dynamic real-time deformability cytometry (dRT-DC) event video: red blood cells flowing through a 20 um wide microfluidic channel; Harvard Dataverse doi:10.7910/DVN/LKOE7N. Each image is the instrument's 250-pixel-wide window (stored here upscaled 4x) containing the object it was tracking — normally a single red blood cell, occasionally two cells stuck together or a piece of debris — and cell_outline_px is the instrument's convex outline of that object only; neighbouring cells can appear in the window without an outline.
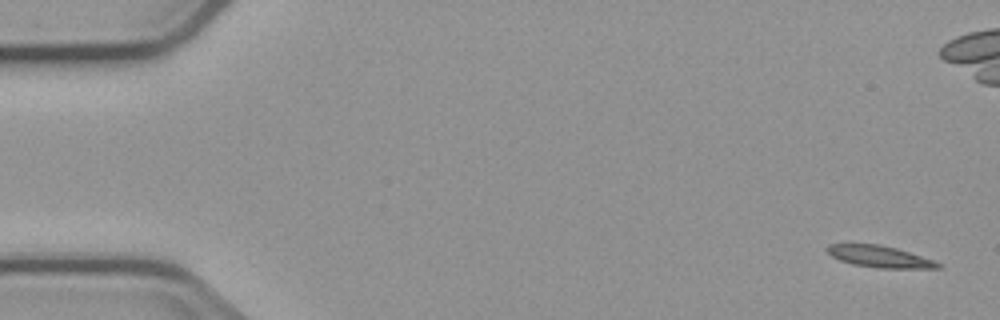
{"species": "common noctule bat (a hibernating species)", "species_latin": "Nyctalus noctula", "temperature_condition": "cold", "stored_images_in_passage": 3, "camera_frame_rate_fps": 3000, "um_per_image_px": 0.085, "animal": {"sex": "male", "body_mass_g": 23.1, "forearm_length_mm": 52.7}, "frame": {"image": 1, "passage_image": 1, "time_ms": 0.0, "image_size_px": [1000, 320], "cell_outline_px": [[940, 268], [880, 268], [852, 264], [840, 260], [832, 256], [824, 248], [828, 244], [880, 244], [896, 248], [932, 260], [940, 264]], "centroid_in_image_um": [74.7, 21.8], "position_along_channel_um": 10.3, "area_um2": 13.76}}